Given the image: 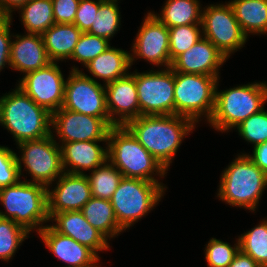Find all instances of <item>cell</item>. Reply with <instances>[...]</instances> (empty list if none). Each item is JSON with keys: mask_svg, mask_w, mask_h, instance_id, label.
Returning a JSON list of instances; mask_svg holds the SVG:
<instances>
[{"mask_svg": "<svg viewBox=\"0 0 267 267\" xmlns=\"http://www.w3.org/2000/svg\"><path fill=\"white\" fill-rule=\"evenodd\" d=\"M105 91L106 108L110 123L113 126H125L130 120L139 117V102L134 72L106 84Z\"/></svg>", "mask_w": 267, "mask_h": 267, "instance_id": "16", "label": "cell"}, {"mask_svg": "<svg viewBox=\"0 0 267 267\" xmlns=\"http://www.w3.org/2000/svg\"><path fill=\"white\" fill-rule=\"evenodd\" d=\"M49 220L55 224L50 225L56 232L71 237L78 243L89 247L97 255L98 251L108 250V239L94 228L84 217L81 211H66L48 213Z\"/></svg>", "mask_w": 267, "mask_h": 267, "instance_id": "19", "label": "cell"}, {"mask_svg": "<svg viewBox=\"0 0 267 267\" xmlns=\"http://www.w3.org/2000/svg\"><path fill=\"white\" fill-rule=\"evenodd\" d=\"M165 190L159 182L123 177L110 199L118 225L129 229L155 209Z\"/></svg>", "mask_w": 267, "mask_h": 267, "instance_id": "7", "label": "cell"}, {"mask_svg": "<svg viewBox=\"0 0 267 267\" xmlns=\"http://www.w3.org/2000/svg\"><path fill=\"white\" fill-rule=\"evenodd\" d=\"M18 82V87L49 113L62 107L66 80L57 62L25 74Z\"/></svg>", "mask_w": 267, "mask_h": 267, "instance_id": "14", "label": "cell"}, {"mask_svg": "<svg viewBox=\"0 0 267 267\" xmlns=\"http://www.w3.org/2000/svg\"><path fill=\"white\" fill-rule=\"evenodd\" d=\"M29 232L11 219L0 218V260L8 262Z\"/></svg>", "mask_w": 267, "mask_h": 267, "instance_id": "33", "label": "cell"}, {"mask_svg": "<svg viewBox=\"0 0 267 267\" xmlns=\"http://www.w3.org/2000/svg\"><path fill=\"white\" fill-rule=\"evenodd\" d=\"M236 128L239 136L254 146L267 142V110L263 108L252 114Z\"/></svg>", "mask_w": 267, "mask_h": 267, "instance_id": "35", "label": "cell"}, {"mask_svg": "<svg viewBox=\"0 0 267 267\" xmlns=\"http://www.w3.org/2000/svg\"><path fill=\"white\" fill-rule=\"evenodd\" d=\"M228 267H260V266L250 256L242 253L239 250Z\"/></svg>", "mask_w": 267, "mask_h": 267, "instance_id": "43", "label": "cell"}, {"mask_svg": "<svg viewBox=\"0 0 267 267\" xmlns=\"http://www.w3.org/2000/svg\"><path fill=\"white\" fill-rule=\"evenodd\" d=\"M0 125L13 135L16 144L37 140L51 134V113L16 85L0 97Z\"/></svg>", "mask_w": 267, "mask_h": 267, "instance_id": "2", "label": "cell"}, {"mask_svg": "<svg viewBox=\"0 0 267 267\" xmlns=\"http://www.w3.org/2000/svg\"><path fill=\"white\" fill-rule=\"evenodd\" d=\"M98 142H106L105 149ZM65 173L86 174L108 159V141H75L59 144Z\"/></svg>", "mask_w": 267, "mask_h": 267, "instance_id": "21", "label": "cell"}, {"mask_svg": "<svg viewBox=\"0 0 267 267\" xmlns=\"http://www.w3.org/2000/svg\"><path fill=\"white\" fill-rule=\"evenodd\" d=\"M108 160L126 178H138L163 183L153 175L165 177L168 173L137 140L126 126H112L108 133ZM155 172V173H154Z\"/></svg>", "mask_w": 267, "mask_h": 267, "instance_id": "3", "label": "cell"}, {"mask_svg": "<svg viewBox=\"0 0 267 267\" xmlns=\"http://www.w3.org/2000/svg\"><path fill=\"white\" fill-rule=\"evenodd\" d=\"M227 58L205 37L180 54L171 64L174 72L219 77V69Z\"/></svg>", "mask_w": 267, "mask_h": 267, "instance_id": "18", "label": "cell"}, {"mask_svg": "<svg viewBox=\"0 0 267 267\" xmlns=\"http://www.w3.org/2000/svg\"><path fill=\"white\" fill-rule=\"evenodd\" d=\"M229 4L247 37L267 33V0H233Z\"/></svg>", "mask_w": 267, "mask_h": 267, "instance_id": "25", "label": "cell"}, {"mask_svg": "<svg viewBox=\"0 0 267 267\" xmlns=\"http://www.w3.org/2000/svg\"><path fill=\"white\" fill-rule=\"evenodd\" d=\"M19 10L26 33L42 35L55 24L52 0H30Z\"/></svg>", "mask_w": 267, "mask_h": 267, "instance_id": "28", "label": "cell"}, {"mask_svg": "<svg viewBox=\"0 0 267 267\" xmlns=\"http://www.w3.org/2000/svg\"><path fill=\"white\" fill-rule=\"evenodd\" d=\"M81 212L86 220L109 240L124 231L118 225L110 200L92 196Z\"/></svg>", "mask_w": 267, "mask_h": 267, "instance_id": "27", "label": "cell"}, {"mask_svg": "<svg viewBox=\"0 0 267 267\" xmlns=\"http://www.w3.org/2000/svg\"><path fill=\"white\" fill-rule=\"evenodd\" d=\"M174 114L195 124L212 116L215 106L217 77L174 72ZM202 116V117H201ZM200 119V120H199Z\"/></svg>", "mask_w": 267, "mask_h": 267, "instance_id": "8", "label": "cell"}, {"mask_svg": "<svg viewBox=\"0 0 267 267\" xmlns=\"http://www.w3.org/2000/svg\"><path fill=\"white\" fill-rule=\"evenodd\" d=\"M99 8L100 0H80L73 24L82 32H87Z\"/></svg>", "mask_w": 267, "mask_h": 267, "instance_id": "38", "label": "cell"}, {"mask_svg": "<svg viewBox=\"0 0 267 267\" xmlns=\"http://www.w3.org/2000/svg\"><path fill=\"white\" fill-rule=\"evenodd\" d=\"M29 1L30 0H0V18H12V12L19 10Z\"/></svg>", "mask_w": 267, "mask_h": 267, "instance_id": "42", "label": "cell"}, {"mask_svg": "<svg viewBox=\"0 0 267 267\" xmlns=\"http://www.w3.org/2000/svg\"><path fill=\"white\" fill-rule=\"evenodd\" d=\"M38 235L50 252L67 264L64 267H100V258L93 250L56 232L50 225H46Z\"/></svg>", "mask_w": 267, "mask_h": 267, "instance_id": "20", "label": "cell"}, {"mask_svg": "<svg viewBox=\"0 0 267 267\" xmlns=\"http://www.w3.org/2000/svg\"><path fill=\"white\" fill-rule=\"evenodd\" d=\"M10 45V68L23 75L47 66L52 61L45 49L40 34L13 35Z\"/></svg>", "mask_w": 267, "mask_h": 267, "instance_id": "22", "label": "cell"}, {"mask_svg": "<svg viewBox=\"0 0 267 267\" xmlns=\"http://www.w3.org/2000/svg\"><path fill=\"white\" fill-rule=\"evenodd\" d=\"M20 179L17 153L0 145V189L14 185Z\"/></svg>", "mask_w": 267, "mask_h": 267, "instance_id": "37", "label": "cell"}, {"mask_svg": "<svg viewBox=\"0 0 267 267\" xmlns=\"http://www.w3.org/2000/svg\"><path fill=\"white\" fill-rule=\"evenodd\" d=\"M119 0H100L92 26L87 33L111 40L121 26ZM120 25V26H119Z\"/></svg>", "mask_w": 267, "mask_h": 267, "instance_id": "30", "label": "cell"}, {"mask_svg": "<svg viewBox=\"0 0 267 267\" xmlns=\"http://www.w3.org/2000/svg\"><path fill=\"white\" fill-rule=\"evenodd\" d=\"M55 181L56 187L47 190L48 213L81 211L92 197L86 174L64 172Z\"/></svg>", "mask_w": 267, "mask_h": 267, "instance_id": "17", "label": "cell"}, {"mask_svg": "<svg viewBox=\"0 0 267 267\" xmlns=\"http://www.w3.org/2000/svg\"><path fill=\"white\" fill-rule=\"evenodd\" d=\"M215 93V106L208 123L215 130L228 132L235 129L242 121L248 119L264 108L267 102V82H254Z\"/></svg>", "mask_w": 267, "mask_h": 267, "instance_id": "6", "label": "cell"}, {"mask_svg": "<svg viewBox=\"0 0 267 267\" xmlns=\"http://www.w3.org/2000/svg\"><path fill=\"white\" fill-rule=\"evenodd\" d=\"M221 175L217 197L230 206L254 212L267 188V174L243 153Z\"/></svg>", "mask_w": 267, "mask_h": 267, "instance_id": "5", "label": "cell"}, {"mask_svg": "<svg viewBox=\"0 0 267 267\" xmlns=\"http://www.w3.org/2000/svg\"><path fill=\"white\" fill-rule=\"evenodd\" d=\"M151 13L168 28L201 24L202 7L199 0H167L161 13Z\"/></svg>", "mask_w": 267, "mask_h": 267, "instance_id": "26", "label": "cell"}, {"mask_svg": "<svg viewBox=\"0 0 267 267\" xmlns=\"http://www.w3.org/2000/svg\"><path fill=\"white\" fill-rule=\"evenodd\" d=\"M239 250V239L233 247L228 242L210 239L204 250L208 267H228Z\"/></svg>", "mask_w": 267, "mask_h": 267, "instance_id": "36", "label": "cell"}, {"mask_svg": "<svg viewBox=\"0 0 267 267\" xmlns=\"http://www.w3.org/2000/svg\"><path fill=\"white\" fill-rule=\"evenodd\" d=\"M196 125L192 120L174 114L139 116L125 126L168 171L183 139Z\"/></svg>", "mask_w": 267, "mask_h": 267, "instance_id": "1", "label": "cell"}, {"mask_svg": "<svg viewBox=\"0 0 267 267\" xmlns=\"http://www.w3.org/2000/svg\"><path fill=\"white\" fill-rule=\"evenodd\" d=\"M86 176L90 183L91 195L107 200L111 199L123 178L122 173L108 159Z\"/></svg>", "mask_w": 267, "mask_h": 267, "instance_id": "29", "label": "cell"}, {"mask_svg": "<svg viewBox=\"0 0 267 267\" xmlns=\"http://www.w3.org/2000/svg\"><path fill=\"white\" fill-rule=\"evenodd\" d=\"M82 33L74 24L55 23L48 28L41 36L49 59L52 62L70 59Z\"/></svg>", "mask_w": 267, "mask_h": 267, "instance_id": "24", "label": "cell"}, {"mask_svg": "<svg viewBox=\"0 0 267 267\" xmlns=\"http://www.w3.org/2000/svg\"><path fill=\"white\" fill-rule=\"evenodd\" d=\"M65 83L62 108L97 118H109L105 85L73 66Z\"/></svg>", "mask_w": 267, "mask_h": 267, "instance_id": "12", "label": "cell"}, {"mask_svg": "<svg viewBox=\"0 0 267 267\" xmlns=\"http://www.w3.org/2000/svg\"><path fill=\"white\" fill-rule=\"evenodd\" d=\"M54 134L37 140H27L18 143L22 156L17 155L20 178L22 163L32 180V183L43 184L50 188L53 182L64 173L62 152ZM55 139V140H54Z\"/></svg>", "mask_w": 267, "mask_h": 267, "instance_id": "9", "label": "cell"}, {"mask_svg": "<svg viewBox=\"0 0 267 267\" xmlns=\"http://www.w3.org/2000/svg\"><path fill=\"white\" fill-rule=\"evenodd\" d=\"M135 72L139 116L174 115V71L171 68Z\"/></svg>", "mask_w": 267, "mask_h": 267, "instance_id": "11", "label": "cell"}, {"mask_svg": "<svg viewBox=\"0 0 267 267\" xmlns=\"http://www.w3.org/2000/svg\"><path fill=\"white\" fill-rule=\"evenodd\" d=\"M47 190L43 184L27 179L0 189V202L6 210L0 211V218L13 220L29 233L34 229L39 233L50 221Z\"/></svg>", "mask_w": 267, "mask_h": 267, "instance_id": "4", "label": "cell"}, {"mask_svg": "<svg viewBox=\"0 0 267 267\" xmlns=\"http://www.w3.org/2000/svg\"><path fill=\"white\" fill-rule=\"evenodd\" d=\"M203 37L208 39L227 59L247 42L229 2L210 4L202 9Z\"/></svg>", "mask_w": 267, "mask_h": 267, "instance_id": "10", "label": "cell"}, {"mask_svg": "<svg viewBox=\"0 0 267 267\" xmlns=\"http://www.w3.org/2000/svg\"><path fill=\"white\" fill-rule=\"evenodd\" d=\"M253 153L247 156L267 174V142L258 144L253 147Z\"/></svg>", "mask_w": 267, "mask_h": 267, "instance_id": "41", "label": "cell"}, {"mask_svg": "<svg viewBox=\"0 0 267 267\" xmlns=\"http://www.w3.org/2000/svg\"><path fill=\"white\" fill-rule=\"evenodd\" d=\"M201 24L171 27L169 29V55L171 64L183 52L192 47L201 37Z\"/></svg>", "mask_w": 267, "mask_h": 267, "instance_id": "32", "label": "cell"}, {"mask_svg": "<svg viewBox=\"0 0 267 267\" xmlns=\"http://www.w3.org/2000/svg\"><path fill=\"white\" fill-rule=\"evenodd\" d=\"M141 25L132 45L131 65L136 58H141L154 66L171 68L168 27L151 12L146 14Z\"/></svg>", "mask_w": 267, "mask_h": 267, "instance_id": "15", "label": "cell"}, {"mask_svg": "<svg viewBox=\"0 0 267 267\" xmlns=\"http://www.w3.org/2000/svg\"><path fill=\"white\" fill-rule=\"evenodd\" d=\"M131 66L130 52L110 46L85 66L91 76L83 74L94 80L99 78L106 85L128 75Z\"/></svg>", "mask_w": 267, "mask_h": 267, "instance_id": "23", "label": "cell"}, {"mask_svg": "<svg viewBox=\"0 0 267 267\" xmlns=\"http://www.w3.org/2000/svg\"><path fill=\"white\" fill-rule=\"evenodd\" d=\"M112 126L109 118L84 115L62 107L51 114V133H56L59 143L108 141Z\"/></svg>", "mask_w": 267, "mask_h": 267, "instance_id": "13", "label": "cell"}, {"mask_svg": "<svg viewBox=\"0 0 267 267\" xmlns=\"http://www.w3.org/2000/svg\"><path fill=\"white\" fill-rule=\"evenodd\" d=\"M80 0H52L54 21L57 24H73Z\"/></svg>", "mask_w": 267, "mask_h": 267, "instance_id": "39", "label": "cell"}, {"mask_svg": "<svg viewBox=\"0 0 267 267\" xmlns=\"http://www.w3.org/2000/svg\"><path fill=\"white\" fill-rule=\"evenodd\" d=\"M110 47L109 40L83 32L70 59L86 66L90 61Z\"/></svg>", "mask_w": 267, "mask_h": 267, "instance_id": "34", "label": "cell"}, {"mask_svg": "<svg viewBox=\"0 0 267 267\" xmlns=\"http://www.w3.org/2000/svg\"><path fill=\"white\" fill-rule=\"evenodd\" d=\"M238 237L240 251L250 256L260 267H267V219Z\"/></svg>", "mask_w": 267, "mask_h": 267, "instance_id": "31", "label": "cell"}, {"mask_svg": "<svg viewBox=\"0 0 267 267\" xmlns=\"http://www.w3.org/2000/svg\"><path fill=\"white\" fill-rule=\"evenodd\" d=\"M13 18H0V71L5 65L10 66V45L12 34L10 26Z\"/></svg>", "mask_w": 267, "mask_h": 267, "instance_id": "40", "label": "cell"}]
</instances>
